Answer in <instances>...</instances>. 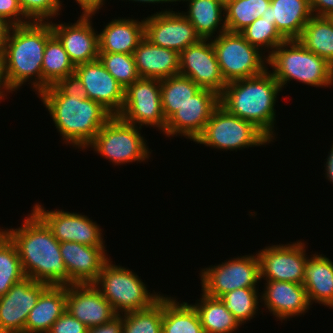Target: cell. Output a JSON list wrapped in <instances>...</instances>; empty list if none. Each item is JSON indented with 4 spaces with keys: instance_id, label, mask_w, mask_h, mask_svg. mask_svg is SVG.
<instances>
[{
    "instance_id": "cell-1",
    "label": "cell",
    "mask_w": 333,
    "mask_h": 333,
    "mask_svg": "<svg viewBox=\"0 0 333 333\" xmlns=\"http://www.w3.org/2000/svg\"><path fill=\"white\" fill-rule=\"evenodd\" d=\"M2 230L14 242L26 277L51 286L69 285L60 242L33 210L19 228Z\"/></svg>"
},
{
    "instance_id": "cell-2",
    "label": "cell",
    "mask_w": 333,
    "mask_h": 333,
    "mask_svg": "<svg viewBox=\"0 0 333 333\" xmlns=\"http://www.w3.org/2000/svg\"><path fill=\"white\" fill-rule=\"evenodd\" d=\"M52 35L51 23L46 21H31L10 28L2 60L5 82L11 93L28 81L37 95L43 91L42 61L46 42Z\"/></svg>"
},
{
    "instance_id": "cell-3",
    "label": "cell",
    "mask_w": 333,
    "mask_h": 333,
    "mask_svg": "<svg viewBox=\"0 0 333 333\" xmlns=\"http://www.w3.org/2000/svg\"><path fill=\"white\" fill-rule=\"evenodd\" d=\"M281 90L267 69L260 75L228 82L219 95V104L228 113L252 122L273 142L276 135L274 107Z\"/></svg>"
},
{
    "instance_id": "cell-4",
    "label": "cell",
    "mask_w": 333,
    "mask_h": 333,
    "mask_svg": "<svg viewBox=\"0 0 333 333\" xmlns=\"http://www.w3.org/2000/svg\"><path fill=\"white\" fill-rule=\"evenodd\" d=\"M38 97L49 111L63 141L75 149H87L102 126L113 116L100 103L89 98L65 96L54 85Z\"/></svg>"
},
{
    "instance_id": "cell-5",
    "label": "cell",
    "mask_w": 333,
    "mask_h": 333,
    "mask_svg": "<svg viewBox=\"0 0 333 333\" xmlns=\"http://www.w3.org/2000/svg\"><path fill=\"white\" fill-rule=\"evenodd\" d=\"M268 65L281 89L292 80L316 88L333 85V66L307 50L299 40L279 44L268 56Z\"/></svg>"
},
{
    "instance_id": "cell-6",
    "label": "cell",
    "mask_w": 333,
    "mask_h": 333,
    "mask_svg": "<svg viewBox=\"0 0 333 333\" xmlns=\"http://www.w3.org/2000/svg\"><path fill=\"white\" fill-rule=\"evenodd\" d=\"M93 285L118 315L147 309L163 296L155 291L150 293L135 272L113 264L111 259L103 265Z\"/></svg>"
},
{
    "instance_id": "cell-7",
    "label": "cell",
    "mask_w": 333,
    "mask_h": 333,
    "mask_svg": "<svg viewBox=\"0 0 333 333\" xmlns=\"http://www.w3.org/2000/svg\"><path fill=\"white\" fill-rule=\"evenodd\" d=\"M142 128L128 124L118 116H112L87 146L114 165L131 162H145L151 155Z\"/></svg>"
},
{
    "instance_id": "cell-8",
    "label": "cell",
    "mask_w": 333,
    "mask_h": 333,
    "mask_svg": "<svg viewBox=\"0 0 333 333\" xmlns=\"http://www.w3.org/2000/svg\"><path fill=\"white\" fill-rule=\"evenodd\" d=\"M195 142L218 150L237 151L266 146L271 140L252 122L228 113L219 105L212 112L204 131Z\"/></svg>"
},
{
    "instance_id": "cell-9",
    "label": "cell",
    "mask_w": 333,
    "mask_h": 333,
    "mask_svg": "<svg viewBox=\"0 0 333 333\" xmlns=\"http://www.w3.org/2000/svg\"><path fill=\"white\" fill-rule=\"evenodd\" d=\"M225 82L254 77L268 67V56L240 33L224 32L211 39Z\"/></svg>"
},
{
    "instance_id": "cell-10",
    "label": "cell",
    "mask_w": 333,
    "mask_h": 333,
    "mask_svg": "<svg viewBox=\"0 0 333 333\" xmlns=\"http://www.w3.org/2000/svg\"><path fill=\"white\" fill-rule=\"evenodd\" d=\"M225 261L201 269V292L210 297L221 298L238 288H257L256 285L261 281L257 253Z\"/></svg>"
},
{
    "instance_id": "cell-11",
    "label": "cell",
    "mask_w": 333,
    "mask_h": 333,
    "mask_svg": "<svg viewBox=\"0 0 333 333\" xmlns=\"http://www.w3.org/2000/svg\"><path fill=\"white\" fill-rule=\"evenodd\" d=\"M117 116L128 124L139 125L140 128L156 127L164 133L167 121L162 111L160 80L140 78L129 85Z\"/></svg>"
},
{
    "instance_id": "cell-12",
    "label": "cell",
    "mask_w": 333,
    "mask_h": 333,
    "mask_svg": "<svg viewBox=\"0 0 333 333\" xmlns=\"http://www.w3.org/2000/svg\"><path fill=\"white\" fill-rule=\"evenodd\" d=\"M305 245L298 240L292 244L267 246L258 251L260 280L303 284L304 267L308 259Z\"/></svg>"
},
{
    "instance_id": "cell-13",
    "label": "cell",
    "mask_w": 333,
    "mask_h": 333,
    "mask_svg": "<svg viewBox=\"0 0 333 333\" xmlns=\"http://www.w3.org/2000/svg\"><path fill=\"white\" fill-rule=\"evenodd\" d=\"M33 211L51 229L54 237L60 242H77L89 246H106L102 229L88 216L54 209L48 211L42 204L36 203Z\"/></svg>"
},
{
    "instance_id": "cell-14",
    "label": "cell",
    "mask_w": 333,
    "mask_h": 333,
    "mask_svg": "<svg viewBox=\"0 0 333 333\" xmlns=\"http://www.w3.org/2000/svg\"><path fill=\"white\" fill-rule=\"evenodd\" d=\"M144 25L145 38L153 45L172 49L179 54L201 39L192 23L181 12L171 9L144 17Z\"/></svg>"
},
{
    "instance_id": "cell-15",
    "label": "cell",
    "mask_w": 333,
    "mask_h": 333,
    "mask_svg": "<svg viewBox=\"0 0 333 333\" xmlns=\"http://www.w3.org/2000/svg\"><path fill=\"white\" fill-rule=\"evenodd\" d=\"M219 105L216 92L201 88L167 120L164 134L170 138L184 136L195 142Z\"/></svg>"
},
{
    "instance_id": "cell-16",
    "label": "cell",
    "mask_w": 333,
    "mask_h": 333,
    "mask_svg": "<svg viewBox=\"0 0 333 333\" xmlns=\"http://www.w3.org/2000/svg\"><path fill=\"white\" fill-rule=\"evenodd\" d=\"M179 74L220 95L226 86L212 41L200 39L179 54Z\"/></svg>"
},
{
    "instance_id": "cell-17",
    "label": "cell",
    "mask_w": 333,
    "mask_h": 333,
    "mask_svg": "<svg viewBox=\"0 0 333 333\" xmlns=\"http://www.w3.org/2000/svg\"><path fill=\"white\" fill-rule=\"evenodd\" d=\"M49 286L25 277L0 296V332H25L31 309Z\"/></svg>"
},
{
    "instance_id": "cell-18",
    "label": "cell",
    "mask_w": 333,
    "mask_h": 333,
    "mask_svg": "<svg viewBox=\"0 0 333 333\" xmlns=\"http://www.w3.org/2000/svg\"><path fill=\"white\" fill-rule=\"evenodd\" d=\"M92 14H81L76 23H59L52 21L53 34L62 43L74 66L98 59V32L92 27Z\"/></svg>"
},
{
    "instance_id": "cell-19",
    "label": "cell",
    "mask_w": 333,
    "mask_h": 333,
    "mask_svg": "<svg viewBox=\"0 0 333 333\" xmlns=\"http://www.w3.org/2000/svg\"><path fill=\"white\" fill-rule=\"evenodd\" d=\"M74 73L83 83L87 98L100 103L113 116L120 113L124 104L125 89L99 59L75 66Z\"/></svg>"
},
{
    "instance_id": "cell-20",
    "label": "cell",
    "mask_w": 333,
    "mask_h": 333,
    "mask_svg": "<svg viewBox=\"0 0 333 333\" xmlns=\"http://www.w3.org/2000/svg\"><path fill=\"white\" fill-rule=\"evenodd\" d=\"M66 311L87 328L108 323L118 315L93 284L66 285Z\"/></svg>"
},
{
    "instance_id": "cell-21",
    "label": "cell",
    "mask_w": 333,
    "mask_h": 333,
    "mask_svg": "<svg viewBox=\"0 0 333 333\" xmlns=\"http://www.w3.org/2000/svg\"><path fill=\"white\" fill-rule=\"evenodd\" d=\"M105 247L68 241L60 243L61 256L69 274V285L93 284L96 281L103 265L109 260Z\"/></svg>"
},
{
    "instance_id": "cell-22",
    "label": "cell",
    "mask_w": 333,
    "mask_h": 333,
    "mask_svg": "<svg viewBox=\"0 0 333 333\" xmlns=\"http://www.w3.org/2000/svg\"><path fill=\"white\" fill-rule=\"evenodd\" d=\"M264 284L261 303L281 322L308 312L311 304L303 284L286 281H265Z\"/></svg>"
},
{
    "instance_id": "cell-23",
    "label": "cell",
    "mask_w": 333,
    "mask_h": 333,
    "mask_svg": "<svg viewBox=\"0 0 333 333\" xmlns=\"http://www.w3.org/2000/svg\"><path fill=\"white\" fill-rule=\"evenodd\" d=\"M312 16L309 0H271L262 18L270 20L285 40H298Z\"/></svg>"
},
{
    "instance_id": "cell-24",
    "label": "cell",
    "mask_w": 333,
    "mask_h": 333,
    "mask_svg": "<svg viewBox=\"0 0 333 333\" xmlns=\"http://www.w3.org/2000/svg\"><path fill=\"white\" fill-rule=\"evenodd\" d=\"M141 78L165 79L179 74V53L153 45L144 38L133 52Z\"/></svg>"
},
{
    "instance_id": "cell-25",
    "label": "cell",
    "mask_w": 333,
    "mask_h": 333,
    "mask_svg": "<svg viewBox=\"0 0 333 333\" xmlns=\"http://www.w3.org/2000/svg\"><path fill=\"white\" fill-rule=\"evenodd\" d=\"M112 19L98 34L99 52L133 54L145 38L144 19Z\"/></svg>"
},
{
    "instance_id": "cell-26",
    "label": "cell",
    "mask_w": 333,
    "mask_h": 333,
    "mask_svg": "<svg viewBox=\"0 0 333 333\" xmlns=\"http://www.w3.org/2000/svg\"><path fill=\"white\" fill-rule=\"evenodd\" d=\"M310 256L304 267L303 278L309 303L333 308V262L320 253Z\"/></svg>"
},
{
    "instance_id": "cell-27",
    "label": "cell",
    "mask_w": 333,
    "mask_h": 333,
    "mask_svg": "<svg viewBox=\"0 0 333 333\" xmlns=\"http://www.w3.org/2000/svg\"><path fill=\"white\" fill-rule=\"evenodd\" d=\"M181 1H188V11L181 13L192 23L201 39L211 40L216 37L213 35L215 32L219 35L227 31L225 3L222 0H179Z\"/></svg>"
},
{
    "instance_id": "cell-28",
    "label": "cell",
    "mask_w": 333,
    "mask_h": 333,
    "mask_svg": "<svg viewBox=\"0 0 333 333\" xmlns=\"http://www.w3.org/2000/svg\"><path fill=\"white\" fill-rule=\"evenodd\" d=\"M66 311V286H49L31 309L25 333H48L53 323Z\"/></svg>"
},
{
    "instance_id": "cell-29",
    "label": "cell",
    "mask_w": 333,
    "mask_h": 333,
    "mask_svg": "<svg viewBox=\"0 0 333 333\" xmlns=\"http://www.w3.org/2000/svg\"><path fill=\"white\" fill-rule=\"evenodd\" d=\"M175 298L163 295L162 333H204L194 306Z\"/></svg>"
},
{
    "instance_id": "cell-30",
    "label": "cell",
    "mask_w": 333,
    "mask_h": 333,
    "mask_svg": "<svg viewBox=\"0 0 333 333\" xmlns=\"http://www.w3.org/2000/svg\"><path fill=\"white\" fill-rule=\"evenodd\" d=\"M201 298L192 304L197 310L204 333H233L241 324L228 311L219 298L210 297L203 292Z\"/></svg>"
},
{
    "instance_id": "cell-31",
    "label": "cell",
    "mask_w": 333,
    "mask_h": 333,
    "mask_svg": "<svg viewBox=\"0 0 333 333\" xmlns=\"http://www.w3.org/2000/svg\"><path fill=\"white\" fill-rule=\"evenodd\" d=\"M298 40L333 66V25L327 17L312 16Z\"/></svg>"
},
{
    "instance_id": "cell-32",
    "label": "cell",
    "mask_w": 333,
    "mask_h": 333,
    "mask_svg": "<svg viewBox=\"0 0 333 333\" xmlns=\"http://www.w3.org/2000/svg\"><path fill=\"white\" fill-rule=\"evenodd\" d=\"M75 66L71 62L62 43L53 34L46 42L43 61V91L49 86L55 85L62 78L72 75Z\"/></svg>"
},
{
    "instance_id": "cell-33",
    "label": "cell",
    "mask_w": 333,
    "mask_h": 333,
    "mask_svg": "<svg viewBox=\"0 0 333 333\" xmlns=\"http://www.w3.org/2000/svg\"><path fill=\"white\" fill-rule=\"evenodd\" d=\"M162 111L166 121L201 88L180 74L160 80Z\"/></svg>"
},
{
    "instance_id": "cell-34",
    "label": "cell",
    "mask_w": 333,
    "mask_h": 333,
    "mask_svg": "<svg viewBox=\"0 0 333 333\" xmlns=\"http://www.w3.org/2000/svg\"><path fill=\"white\" fill-rule=\"evenodd\" d=\"M271 0H229L225 3V23L228 32L240 33L261 18Z\"/></svg>"
},
{
    "instance_id": "cell-35",
    "label": "cell",
    "mask_w": 333,
    "mask_h": 333,
    "mask_svg": "<svg viewBox=\"0 0 333 333\" xmlns=\"http://www.w3.org/2000/svg\"><path fill=\"white\" fill-rule=\"evenodd\" d=\"M25 277L14 242L0 228V296Z\"/></svg>"
},
{
    "instance_id": "cell-36",
    "label": "cell",
    "mask_w": 333,
    "mask_h": 333,
    "mask_svg": "<svg viewBox=\"0 0 333 333\" xmlns=\"http://www.w3.org/2000/svg\"><path fill=\"white\" fill-rule=\"evenodd\" d=\"M261 297L258 288H238L230 291L219 298L225 308L230 311L237 321L244 325L246 321L256 318L259 309Z\"/></svg>"
},
{
    "instance_id": "cell-37",
    "label": "cell",
    "mask_w": 333,
    "mask_h": 333,
    "mask_svg": "<svg viewBox=\"0 0 333 333\" xmlns=\"http://www.w3.org/2000/svg\"><path fill=\"white\" fill-rule=\"evenodd\" d=\"M121 315L123 333H162L163 296L147 309Z\"/></svg>"
},
{
    "instance_id": "cell-38",
    "label": "cell",
    "mask_w": 333,
    "mask_h": 333,
    "mask_svg": "<svg viewBox=\"0 0 333 333\" xmlns=\"http://www.w3.org/2000/svg\"><path fill=\"white\" fill-rule=\"evenodd\" d=\"M240 34L251 45L259 48L269 56L273 50L285 39L276 29L275 25L268 19L257 18L253 23L243 29ZM265 48V49H264ZM270 50V51H269Z\"/></svg>"
},
{
    "instance_id": "cell-39",
    "label": "cell",
    "mask_w": 333,
    "mask_h": 333,
    "mask_svg": "<svg viewBox=\"0 0 333 333\" xmlns=\"http://www.w3.org/2000/svg\"><path fill=\"white\" fill-rule=\"evenodd\" d=\"M98 59L124 89L141 78L133 54L99 52Z\"/></svg>"
},
{
    "instance_id": "cell-40",
    "label": "cell",
    "mask_w": 333,
    "mask_h": 333,
    "mask_svg": "<svg viewBox=\"0 0 333 333\" xmlns=\"http://www.w3.org/2000/svg\"><path fill=\"white\" fill-rule=\"evenodd\" d=\"M23 13L30 21L50 22L63 10L60 0H19Z\"/></svg>"
},
{
    "instance_id": "cell-41",
    "label": "cell",
    "mask_w": 333,
    "mask_h": 333,
    "mask_svg": "<svg viewBox=\"0 0 333 333\" xmlns=\"http://www.w3.org/2000/svg\"><path fill=\"white\" fill-rule=\"evenodd\" d=\"M0 16L12 26L31 22L23 13L19 0H0Z\"/></svg>"
},
{
    "instance_id": "cell-42",
    "label": "cell",
    "mask_w": 333,
    "mask_h": 333,
    "mask_svg": "<svg viewBox=\"0 0 333 333\" xmlns=\"http://www.w3.org/2000/svg\"><path fill=\"white\" fill-rule=\"evenodd\" d=\"M88 328L65 311L51 326L48 333H87Z\"/></svg>"
},
{
    "instance_id": "cell-43",
    "label": "cell",
    "mask_w": 333,
    "mask_h": 333,
    "mask_svg": "<svg viewBox=\"0 0 333 333\" xmlns=\"http://www.w3.org/2000/svg\"><path fill=\"white\" fill-rule=\"evenodd\" d=\"M54 86L65 96L87 98L84 85L75 73L62 78Z\"/></svg>"
},
{
    "instance_id": "cell-44",
    "label": "cell",
    "mask_w": 333,
    "mask_h": 333,
    "mask_svg": "<svg viewBox=\"0 0 333 333\" xmlns=\"http://www.w3.org/2000/svg\"><path fill=\"white\" fill-rule=\"evenodd\" d=\"M87 333H123V317L117 315L108 323L88 328Z\"/></svg>"
},
{
    "instance_id": "cell-45",
    "label": "cell",
    "mask_w": 333,
    "mask_h": 333,
    "mask_svg": "<svg viewBox=\"0 0 333 333\" xmlns=\"http://www.w3.org/2000/svg\"><path fill=\"white\" fill-rule=\"evenodd\" d=\"M313 16L326 17L333 12V0H309Z\"/></svg>"
},
{
    "instance_id": "cell-46",
    "label": "cell",
    "mask_w": 333,
    "mask_h": 333,
    "mask_svg": "<svg viewBox=\"0 0 333 333\" xmlns=\"http://www.w3.org/2000/svg\"><path fill=\"white\" fill-rule=\"evenodd\" d=\"M81 7L82 14L98 13L99 9L105 4V0H75Z\"/></svg>"
},
{
    "instance_id": "cell-47",
    "label": "cell",
    "mask_w": 333,
    "mask_h": 333,
    "mask_svg": "<svg viewBox=\"0 0 333 333\" xmlns=\"http://www.w3.org/2000/svg\"><path fill=\"white\" fill-rule=\"evenodd\" d=\"M12 25L0 16V53L3 52L8 33Z\"/></svg>"
},
{
    "instance_id": "cell-48",
    "label": "cell",
    "mask_w": 333,
    "mask_h": 333,
    "mask_svg": "<svg viewBox=\"0 0 333 333\" xmlns=\"http://www.w3.org/2000/svg\"><path fill=\"white\" fill-rule=\"evenodd\" d=\"M10 92L11 91L8 89L6 82H5L4 72H3L2 53H0V101L2 99L4 100V97H6L7 94Z\"/></svg>"
},
{
    "instance_id": "cell-49",
    "label": "cell",
    "mask_w": 333,
    "mask_h": 333,
    "mask_svg": "<svg viewBox=\"0 0 333 333\" xmlns=\"http://www.w3.org/2000/svg\"><path fill=\"white\" fill-rule=\"evenodd\" d=\"M328 157L326 158L325 167V178L333 184V144L330 152H328Z\"/></svg>"
},
{
    "instance_id": "cell-50",
    "label": "cell",
    "mask_w": 333,
    "mask_h": 333,
    "mask_svg": "<svg viewBox=\"0 0 333 333\" xmlns=\"http://www.w3.org/2000/svg\"><path fill=\"white\" fill-rule=\"evenodd\" d=\"M122 1H123V0H122ZM129 1H133V2L135 1V2H140V3H144V4H145V3H146V4H147V3H151V4H152V3H153V4H156V3L159 4V3H161V4H163V3H169V2H170V3H171V2H172V3H173V2H179V0H129Z\"/></svg>"
},
{
    "instance_id": "cell-51",
    "label": "cell",
    "mask_w": 333,
    "mask_h": 333,
    "mask_svg": "<svg viewBox=\"0 0 333 333\" xmlns=\"http://www.w3.org/2000/svg\"><path fill=\"white\" fill-rule=\"evenodd\" d=\"M327 19L331 22V24L333 25V12L330 13L328 16H326Z\"/></svg>"
},
{
    "instance_id": "cell-52",
    "label": "cell",
    "mask_w": 333,
    "mask_h": 333,
    "mask_svg": "<svg viewBox=\"0 0 333 333\" xmlns=\"http://www.w3.org/2000/svg\"><path fill=\"white\" fill-rule=\"evenodd\" d=\"M0 333H25V332H0Z\"/></svg>"
}]
</instances>
